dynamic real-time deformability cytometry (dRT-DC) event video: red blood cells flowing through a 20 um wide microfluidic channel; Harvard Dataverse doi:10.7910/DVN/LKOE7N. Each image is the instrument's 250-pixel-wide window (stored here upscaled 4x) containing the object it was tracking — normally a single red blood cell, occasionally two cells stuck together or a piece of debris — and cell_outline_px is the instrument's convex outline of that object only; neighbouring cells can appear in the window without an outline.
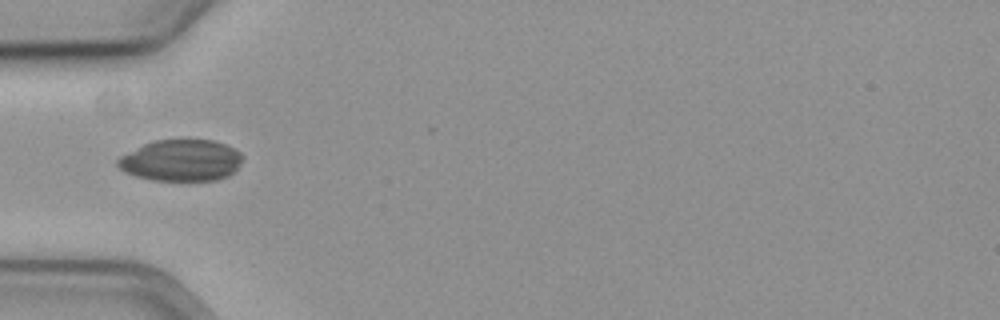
{"species": "common noctule bat (a hibernating species)", "species_latin": "Nyctalus noctula", "temperature_condition": "cold", "stored_images_in_passage": 4, "camera_frame_rate_fps": 3000, "um_per_image_px": 0.085, "animal": {"sex": "female", "body_mass_g": 19.3, "forearm_length_mm": 54.1}, "frame": {"image": 1, "passage_image": 1, "time_ms": 0.0, "image_size_px": [1000, 320], "cell_outline_px": [[244, 156], [240, 164], [228, 176], [216, 180], [152, 180], [136, 176], [124, 172], [116, 164], [116, 160], [120, 156], [144, 144], [156, 140], [212, 140], [224, 144], [240, 152]], "centroid_in_image_um": [15.38, 13.64], "position_along_channel_um": 69.6, "area_um2": 30.0}}